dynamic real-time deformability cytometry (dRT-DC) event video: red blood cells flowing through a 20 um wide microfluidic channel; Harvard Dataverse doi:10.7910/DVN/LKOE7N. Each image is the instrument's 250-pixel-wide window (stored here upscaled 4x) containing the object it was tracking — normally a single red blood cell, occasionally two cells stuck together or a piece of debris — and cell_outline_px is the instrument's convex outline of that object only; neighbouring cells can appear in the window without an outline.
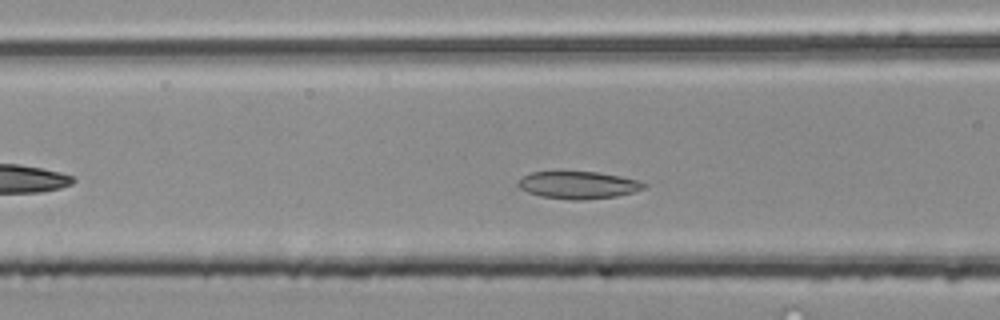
{"species": "common noctule bat (a hibernating species)", "species_latin": "Nyctalus noctula", "temperature_condition": "room temperature", "stored_images_in_passage": 45, "camera_frame_rate_fps": 3000, "um_per_image_px": 0.085, "animal": {"sex": "male", "body_mass_g": 20.4}, "frame": {"image": 1, "passage_image": 12, "time_ms": 3.667, "image_size_px": [1000, 320], "cell_outline_px": [[648, 184], [644, 188], [632, 192], [616, 196], [580, 200], [572, 200], [540, 196], [528, 192], [520, 188], [516, 184], [524, 176], [532, 172], [596, 172], [620, 176], [640, 180]], "centroid_in_image_um": [49.17, 15.73], "position_along_channel_um": 117.4, "area_um2": 19.88}}
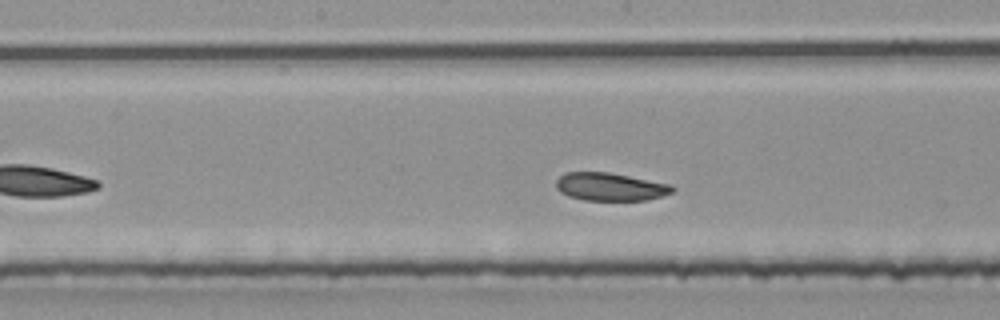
{"frame": {"image": 2, "passage_image": 18, "time_ms": 5.667, "image_size_px": [1000, 320], "cell_outline_px": [[676, 188], [672, 192], [648, 200], [584, 200], [568, 196], [560, 192], [556, 188], [556, 180], [564, 172], [608, 172], [672, 184]], "centroid_in_image_um": [51.86, 15.87], "position_along_channel_um": 196.3, "area_um2": 19.02}}
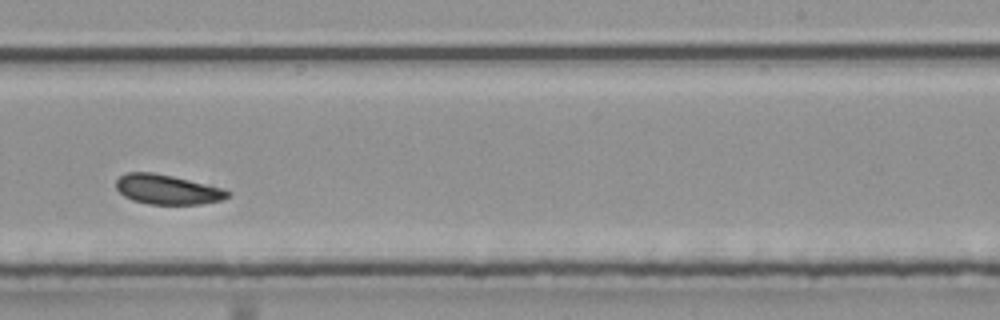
{"frame": {"image": 3, "passage_image": 24, "time_ms": 7.667, "image_size_px": [1000, 320], "cell_outline_px": [[232, 192], [224, 200], [200, 204], [148, 204], [132, 200], [124, 196], [116, 188], [116, 180], [124, 172], [152, 172], [172, 176], [224, 188]], "centroid_in_image_um": [14.23, 16.1], "position_along_channel_um": 274.8, "area_um2": 19.42}, "authors_computed_cell_mechanics": {"area_um2": 19.7098, "velocity_mm_per_s": 3.9433, "shape_relaxation_time_tau1_ms": null, "shape_relaxation_time_tau2_ms": 5.225, "deformation_change_tau1": null, "deformation_change_tau2": 0.1084}}